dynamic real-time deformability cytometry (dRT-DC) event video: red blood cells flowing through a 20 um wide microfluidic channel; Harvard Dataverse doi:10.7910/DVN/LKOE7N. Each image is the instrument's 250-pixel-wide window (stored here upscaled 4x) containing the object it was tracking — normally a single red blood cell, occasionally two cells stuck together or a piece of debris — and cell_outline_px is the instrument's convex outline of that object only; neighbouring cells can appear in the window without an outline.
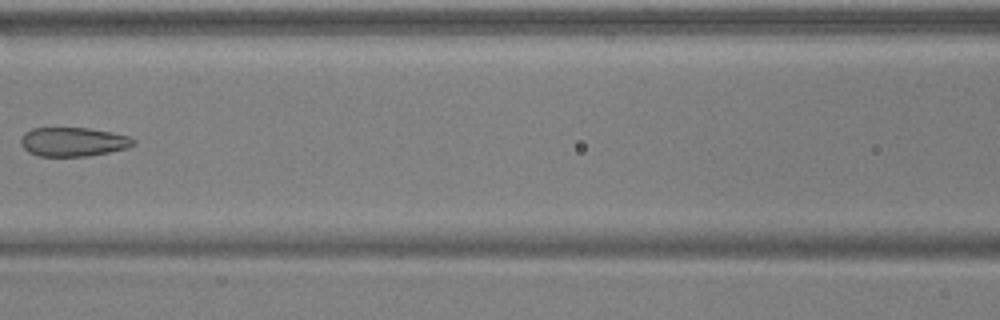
{"species": "common noctule bat (a hibernating species)", "species_latin": "Nyctalus noctula", "temperature_condition": "warm", "stored_images_in_passage": 6, "camera_frame_rate_fps": 3000, "um_per_image_px": 0.085, "animal": {"sex": "male", "body_mass_g": 17.9, "forearm_length_mm": 54.2}, "frame": {"image": 1, "passage_image": 6, "time_ms": 1.667, "image_size_px": [1000, 320], "cell_outline_px": [[136, 144], [128, 148], [88, 156], [40, 156], [28, 152], [20, 144], [20, 140], [24, 132], [32, 128], [88, 128], [112, 132], [128, 136], [136, 140]], "centroid_in_image_um": [6.22, 12.05], "position_along_channel_um": 160.4, "area_um2": 19.13}}